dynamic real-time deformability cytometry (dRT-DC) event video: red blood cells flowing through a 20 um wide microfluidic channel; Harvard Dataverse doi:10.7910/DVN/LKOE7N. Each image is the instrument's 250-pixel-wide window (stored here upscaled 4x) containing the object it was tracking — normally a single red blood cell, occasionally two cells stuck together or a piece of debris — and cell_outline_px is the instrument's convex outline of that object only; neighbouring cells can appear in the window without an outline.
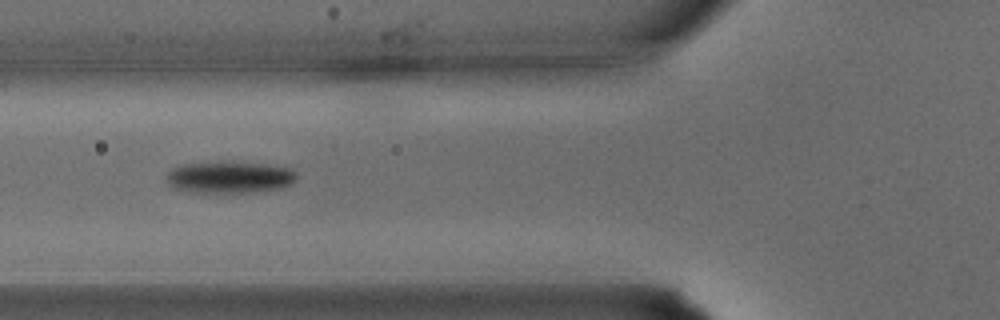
{"species": "common noctule bat (a hibernating species)", "species_latin": "Nyctalus noctula", "temperature_condition": "warm", "stored_images_in_passage": 11, "camera_frame_rate_fps": 3000, "um_per_image_px": 0.085, "animal": {"sex": "male", "body_mass_g": 15.6}, "frame": {"image": 1, "passage_image": 4, "time_ms": 1.0, "image_size_px": [1000, 320], "cell_outline_px": [[296, 180], [292, 184], [280, 188], [256, 192], [188, 192], [172, 188], [168, 184], [168, 172], [172, 168], [184, 164], [260, 164], [292, 168], [296, 172]], "centroid_in_image_um": [19.54, 15.11], "position_along_channel_um": 106.3, "area_um2": 23.35}}